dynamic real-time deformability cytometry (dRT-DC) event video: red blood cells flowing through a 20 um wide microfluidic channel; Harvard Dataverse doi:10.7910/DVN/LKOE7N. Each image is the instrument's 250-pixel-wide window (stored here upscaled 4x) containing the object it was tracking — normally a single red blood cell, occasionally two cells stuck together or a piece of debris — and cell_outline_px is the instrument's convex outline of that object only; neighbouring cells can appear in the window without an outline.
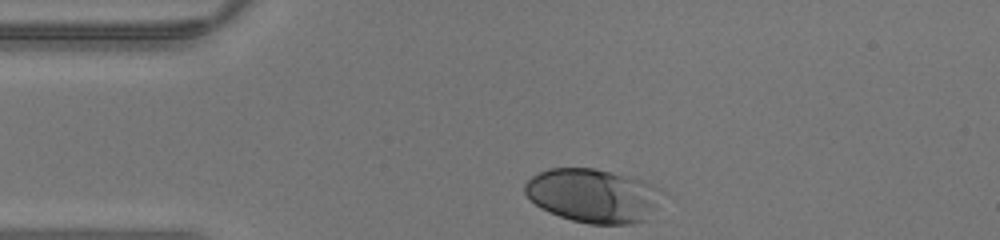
{"species": "human", "species_latin": "Homo sapiens", "temperature_condition": "warm", "stored_images_in_passage": 25, "camera_frame_rate_fps": 3000, "um_per_image_px": 0.085, "donor": {"sex": "male"}, "frame": {"image": 1, "passage_image": 1, "time_ms": 0.0, "image_size_px": [1000, 240], "cell_outline_px": [[660, 188], [648, 220], [632, 224], [588, 224], [572, 220], [548, 212], [540, 208], [524, 192], [524, 184], [532, 176], [548, 168], [592, 168], [608, 172], [636, 180]], "centroid_in_image_um": [50.31, 16.65], "position_along_channel_um": 34.7, "area_um2": 42.08}}
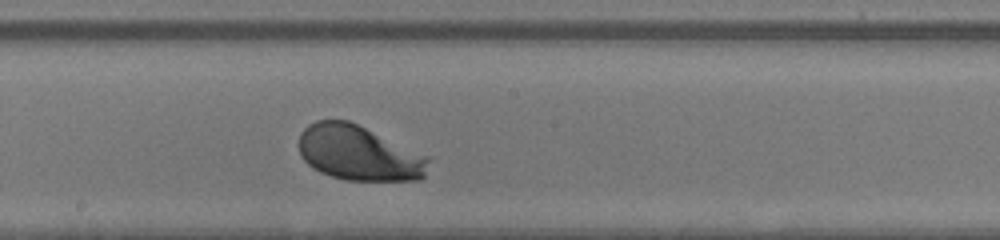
{"frame": {"image": 2, "passage_image": 15, "time_ms": 4.667, "image_size_px": [1000, 240], "cell_outline_px": [[432, 156], [424, 176], [420, 180], [348, 180], [332, 176], [320, 172], [312, 168], [300, 156], [300, 132], [308, 124], [316, 120], [348, 120]], "centroid_in_image_um": [30.54, 13.0], "position_along_channel_um": 217.7, "area_um2": 41.96}}
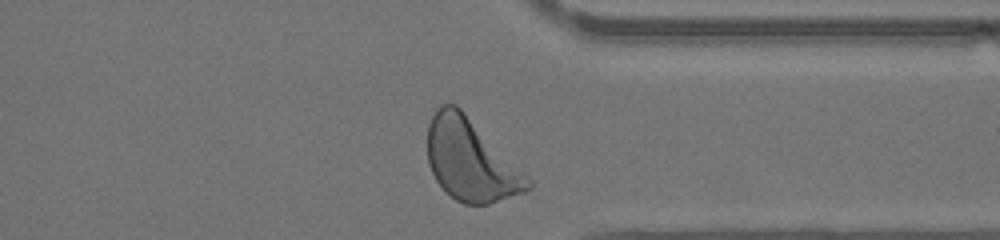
{"frame": {"image": 3, "passage_image": 25, "time_ms": 8.0, "image_size_px": [1000, 240], "cell_outline_px": [[532, 188], [524, 192], [488, 204], [464, 204], [456, 200], [444, 192], [436, 180], [428, 164], [428, 124], [436, 108], [440, 104], [456, 104], [532, 180]], "centroid_in_image_um": [39.99, 13.63], "position_along_channel_um": 371.4, "area_um2": 47.45}}